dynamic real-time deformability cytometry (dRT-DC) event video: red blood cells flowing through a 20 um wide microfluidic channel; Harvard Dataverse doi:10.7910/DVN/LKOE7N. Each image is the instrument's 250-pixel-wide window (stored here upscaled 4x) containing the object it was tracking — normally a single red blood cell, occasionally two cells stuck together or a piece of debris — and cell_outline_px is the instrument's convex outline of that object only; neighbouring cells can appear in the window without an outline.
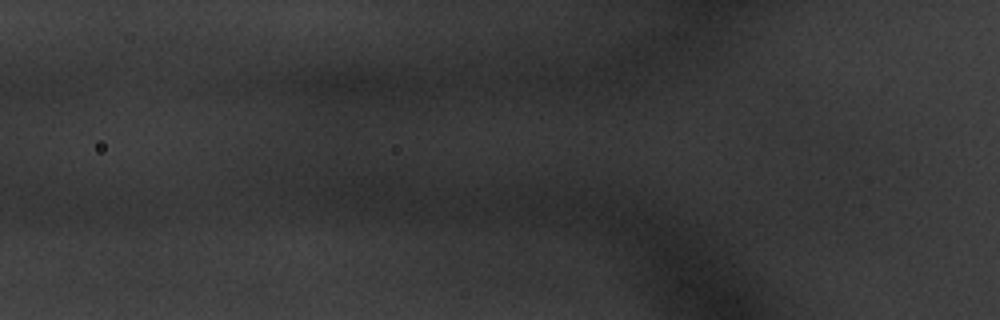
{"species": "common noctule bat (a hibernating species)", "species_latin": "Nyctalus noctula", "temperature_condition": "warm", "stored_images_in_passage": 11, "segment_of_instrument_passage": [2, 2], "camera_frame_rate_fps": 3000, "um_per_image_px": 0.085, "animal": {"sex": "male", "body_mass_g": 20.1, "forearm_length_mm": 53.5}, "frame": {"image": 1, "passage_image": 5, "time_ms": 1.333, "image_size_px": [1000, 320], "cell_outline_px": [[360, 124], [352, 140], [328, 168], [248, 168], [244, 164], [240, 148], [260, 136], [288, 124], [332, 120], [348, 120]], "centroid_in_image_um": [25.52, 12.35], "position_along_channel_um": 100.3, "area_um2": 30.69}}
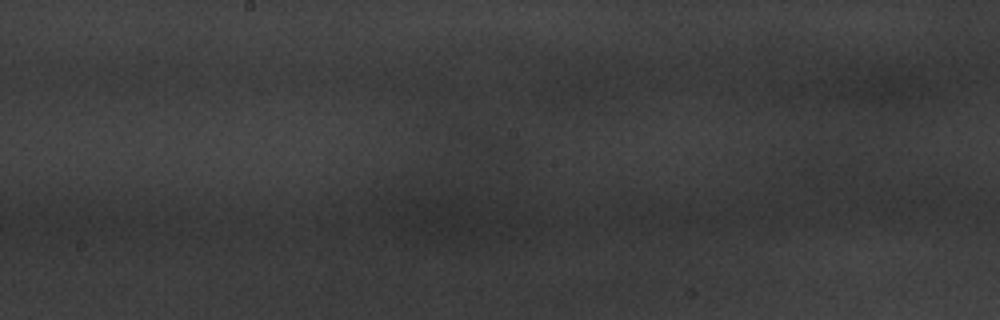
{"frame": {"image": 2, "passage_image": 11, "time_ms": 3.333, "image_size_px": [1000, 320], "cell_outline_px": [[884, 156], [880, 160], [868, 168], [820, 180], [804, 176], [772, 164], [768, 156], [772, 144], [844, 128], [868, 124], [872, 124], [876, 128]], "centroid_in_image_um": [70.51, 12.96], "position_along_channel_um": 177.7, "area_um2": 31.27}}